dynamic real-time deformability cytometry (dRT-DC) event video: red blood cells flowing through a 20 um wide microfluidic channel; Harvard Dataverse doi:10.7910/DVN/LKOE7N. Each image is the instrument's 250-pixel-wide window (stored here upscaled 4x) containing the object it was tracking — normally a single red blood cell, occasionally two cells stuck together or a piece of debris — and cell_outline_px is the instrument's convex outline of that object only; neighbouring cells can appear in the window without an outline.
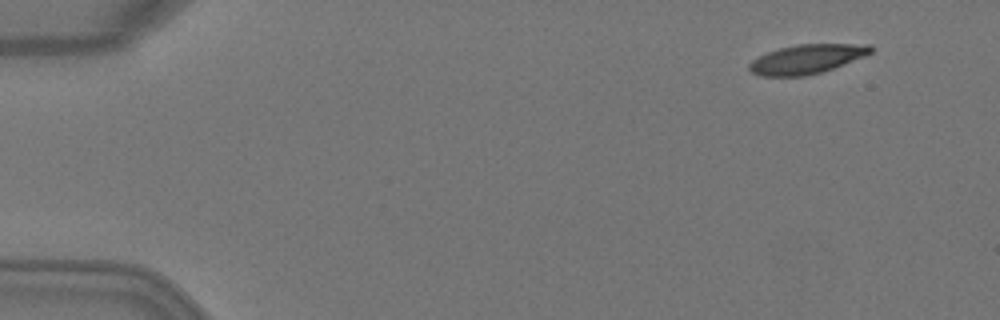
{"species": "Egyptian fruit bat (a non-hibernating species)", "species_latin": "Rousettus aegyptiacus", "temperature_condition": "warm", "stored_images_in_passage": 5, "camera_frame_rate_fps": 3000, "um_per_image_px": 0.085, "animal": {"sex": "female"}, "frame": {"image": 1, "passage_image": 2, "time_ms": 0.333, "image_size_px": [1000, 320], "cell_outline_px": [[872, 52], [864, 56], [832, 68], [820, 72], [804, 76], [760, 76], [752, 72], [748, 68], [748, 64], [752, 60], [768, 52], [780, 48], [796, 44], [872, 44]], "centroid_in_image_um": [68.56, 5.01], "position_along_channel_um": 16.4, "area_um2": 20.46}}